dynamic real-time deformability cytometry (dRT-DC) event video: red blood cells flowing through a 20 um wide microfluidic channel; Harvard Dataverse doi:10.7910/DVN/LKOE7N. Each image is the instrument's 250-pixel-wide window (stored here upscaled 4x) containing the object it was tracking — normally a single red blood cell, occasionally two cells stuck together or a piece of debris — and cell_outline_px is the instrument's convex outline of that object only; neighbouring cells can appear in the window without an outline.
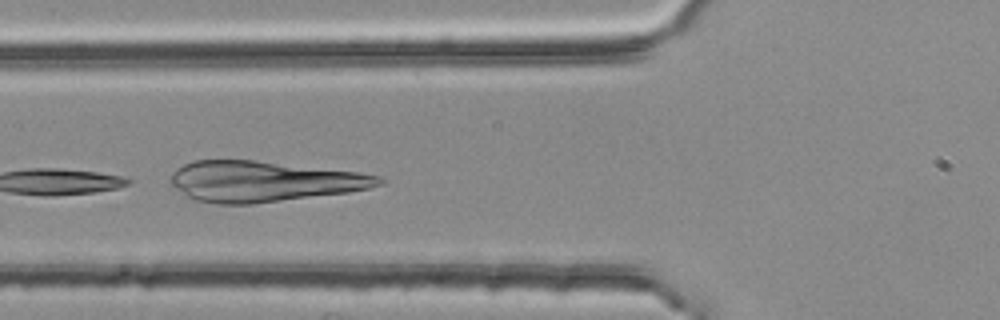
{"species": "common noctule bat (a hibernating species)", "species_latin": "Nyctalus noctula", "temperature_condition": "room temperature", "stored_images_in_passage": 4, "camera_frame_rate_fps": 3000, "um_per_image_px": 0.085, "animal": {"sex": "female", "body_mass_g": 25.1}, "frame": {"image": 1, "passage_image": 4, "time_ms": 1.0, "image_size_px": [1000, 320], "cell_outline_px": [[388, 180], [384, 184], [368, 188], [348, 192], [252, 204], [216, 204], [196, 200], [184, 196], [168, 184], [168, 176], [176, 168], [192, 160], [256, 160], [356, 172], [380, 176]], "centroid_in_image_um": [22.32, 15.42], "position_along_channel_um": 103.5, "area_um2": 49.65}}